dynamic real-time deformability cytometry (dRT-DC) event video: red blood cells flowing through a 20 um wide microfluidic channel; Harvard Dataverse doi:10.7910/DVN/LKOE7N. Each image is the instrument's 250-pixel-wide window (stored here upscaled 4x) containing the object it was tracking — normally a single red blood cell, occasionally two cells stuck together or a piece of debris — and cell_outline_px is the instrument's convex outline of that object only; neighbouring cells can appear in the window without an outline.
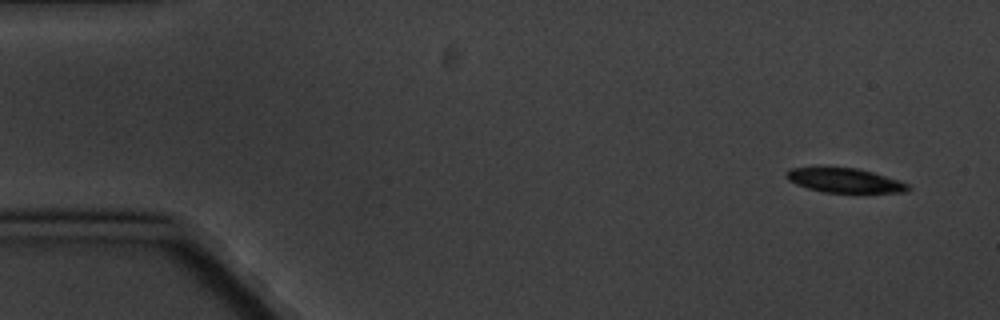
{"species": "common noctule bat (a hibernating species)", "species_latin": "Nyctalus noctula", "temperature_condition": "cold", "stored_images_in_passage": 7, "camera_frame_rate_fps": 3000, "um_per_image_px": 0.085, "animal": {"sex": "male", "body_mass_g": 20.1, "forearm_length_mm": 53.5}, "frame": {"image": 1, "passage_image": 1, "time_ms": 0.0, "image_size_px": [1000, 320], "cell_outline_px": [[912, 188], [908, 192], [824, 192], [808, 188], [796, 184], [788, 180], [784, 176], [784, 172], [792, 168], [856, 168], [872, 172], [908, 184]], "centroid_in_image_um": [71.77, 15.34], "position_along_channel_um": 13.2, "area_um2": 16.94}}
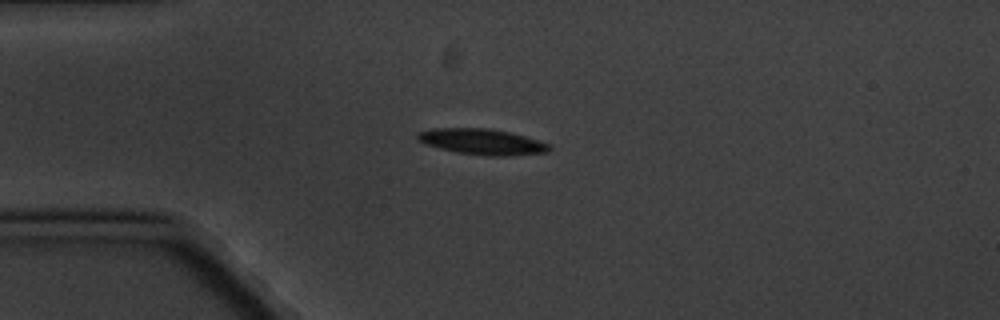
{"frame": {"image": 2, "passage_image": 4, "time_ms": 3.667, "image_size_px": [1000, 320], "cell_outline_px": [[552, 148], [548, 152], [508, 156], [484, 156], [456, 152], [440, 148], [428, 144], [420, 140], [416, 136], [420, 132], [432, 128], [488, 128], [508, 132], [524, 136], [548, 144]], "centroid_in_image_um": [41.0, 12.05], "position_along_channel_um": 44.0, "area_um2": 19.54}}